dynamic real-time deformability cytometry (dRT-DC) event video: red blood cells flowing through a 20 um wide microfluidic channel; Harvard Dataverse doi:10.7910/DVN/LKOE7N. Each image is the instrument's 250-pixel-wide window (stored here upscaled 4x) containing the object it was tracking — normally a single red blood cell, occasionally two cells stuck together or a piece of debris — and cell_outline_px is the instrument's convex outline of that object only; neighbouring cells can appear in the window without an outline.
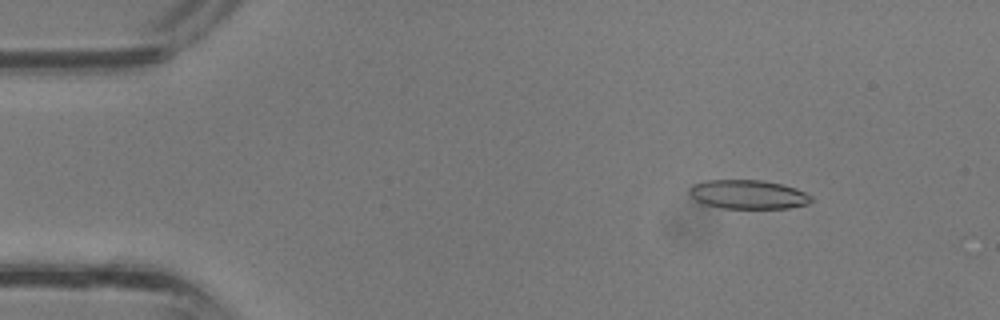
{"species": "common noctule bat (a hibernating species)", "species_latin": "Nyctalus noctula", "temperature_condition": "room temperature", "stored_images_in_passage": 35, "camera_frame_rate_fps": 3000, "um_per_image_px": 0.085, "animal": {"sex": "male", "body_mass_g": 13.3}, "frame": {"image": 1, "passage_image": 4, "time_ms": 1.0, "image_size_px": [1000, 320], "cell_outline_px": [[812, 200], [808, 204], [788, 208], [720, 208], [704, 204], [696, 200], [688, 192], [688, 188], [692, 184], [704, 180], [760, 180], [780, 184], [796, 188], [812, 196]], "centroid_in_image_um": [63.55, 16.52], "position_along_channel_um": 21.4, "area_um2": 20.63}}
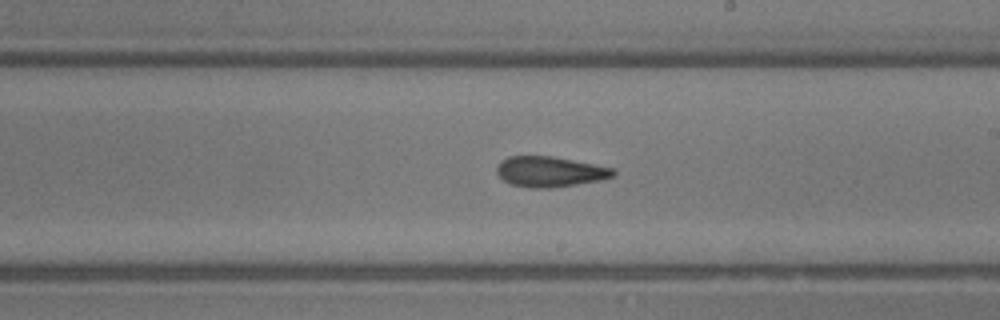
{"frame": {"image": 2, "passage_image": 20, "time_ms": 6.333, "image_size_px": [1000, 320], "cell_outline_px": [[616, 176], [600, 180], [576, 184], [548, 188], [532, 188], [512, 184], [504, 180], [496, 172], [496, 164], [500, 160], [508, 156], [552, 156], [596, 164], [616, 168]], "centroid_in_image_um": [46.76, 14.58], "position_along_channel_um": 242.2, "area_um2": 20.81}}
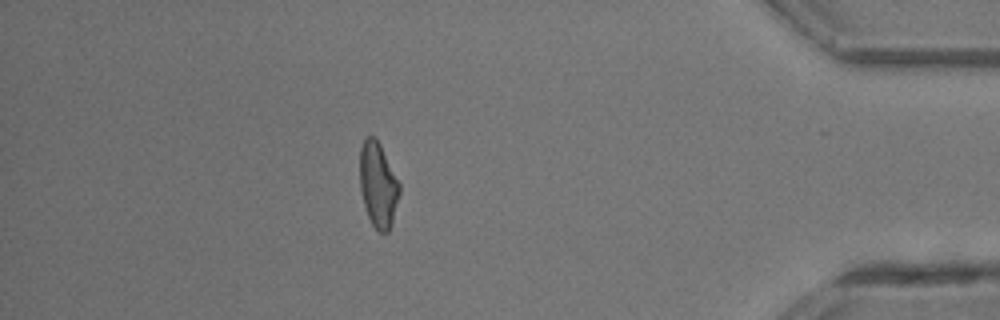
{"frame": {"image": 3, "passage_image": 31, "time_ms": 10.0, "image_size_px": [1000, 320], "cell_outline_px": [[400, 192], [392, 220], [388, 232], [380, 232], [372, 224], [368, 216], [364, 204], [360, 188], [360, 148], [364, 140], [368, 136], [376, 136], [400, 184]], "centroid_in_image_um": [32.13, 15.68], "position_along_channel_um": 403.1, "area_um2": 19.36}}